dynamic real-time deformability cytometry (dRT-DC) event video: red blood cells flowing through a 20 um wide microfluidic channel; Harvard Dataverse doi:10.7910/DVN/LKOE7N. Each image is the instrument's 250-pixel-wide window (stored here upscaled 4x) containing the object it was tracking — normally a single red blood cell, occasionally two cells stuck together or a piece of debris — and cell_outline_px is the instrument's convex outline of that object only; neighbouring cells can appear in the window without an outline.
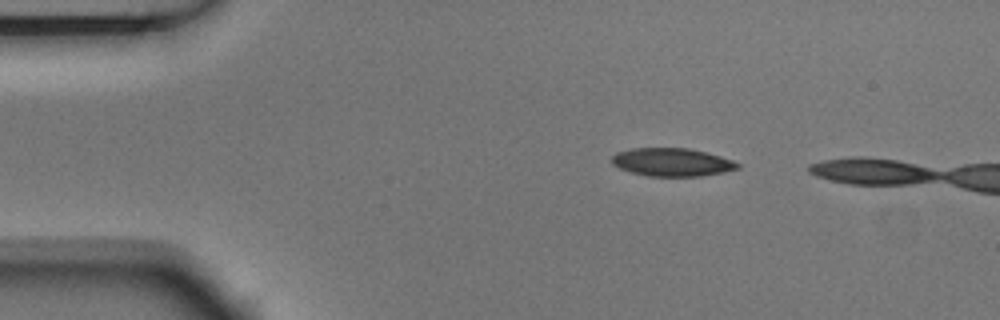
{"species": "Egyptian fruit bat (a non-hibernating species)", "species_latin": "Rousettus aegyptiacus", "temperature_condition": "room temperature", "stored_images_in_passage": 3, "camera_frame_rate_fps": 3000, "um_per_image_px": 0.085, "animal": {"sex": "male"}, "frame": {"image": 1, "passage_image": 2, "time_ms": 0.333, "image_size_px": [1000, 320], "cell_outline_px": [[740, 168], [724, 172], [700, 176], [648, 176], [632, 172], [620, 168], [612, 164], [612, 156], [616, 152], [632, 148], [688, 148], [720, 156], [732, 160], [740, 164]], "centroid_in_image_um": [57.12, 13.78], "position_along_channel_um": 27.9, "area_um2": 20.52}}